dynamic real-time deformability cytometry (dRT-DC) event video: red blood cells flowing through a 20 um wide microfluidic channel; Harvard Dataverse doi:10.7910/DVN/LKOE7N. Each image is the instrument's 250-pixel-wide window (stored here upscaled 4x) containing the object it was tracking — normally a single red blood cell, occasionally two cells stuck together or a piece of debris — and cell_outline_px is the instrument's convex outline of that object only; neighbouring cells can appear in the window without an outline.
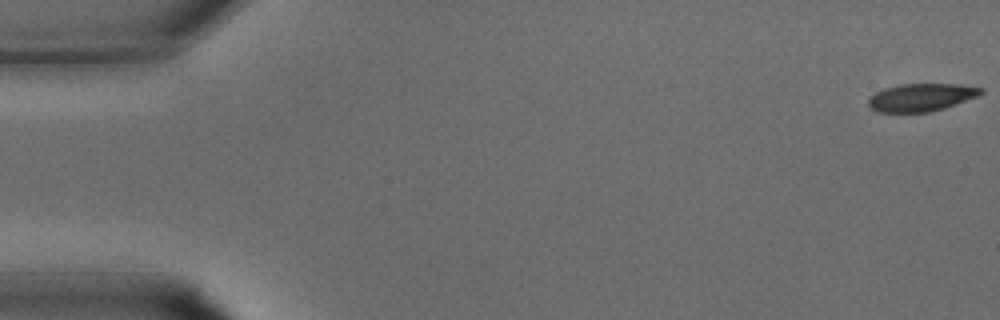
{"species": "common noctule bat (a hibernating species)", "species_latin": "Nyctalus noctula", "temperature_condition": "warm", "stored_images_in_passage": 33, "camera_frame_rate_fps": 3000, "um_per_image_px": 0.085, "animal": {"sex": "male", "body_mass_g": 15.6}, "frame": {"image": 1, "passage_image": 1, "time_ms": 0.0, "image_size_px": [1000, 320], "cell_outline_px": [[984, 92], [980, 96], [932, 112], [876, 112], [868, 108], [868, 100], [876, 92], [884, 88], [900, 84], [956, 84], [984, 88]], "centroid_in_image_um": [78.31, 8.28], "position_along_channel_um": 6.7, "area_um2": 18.38}}
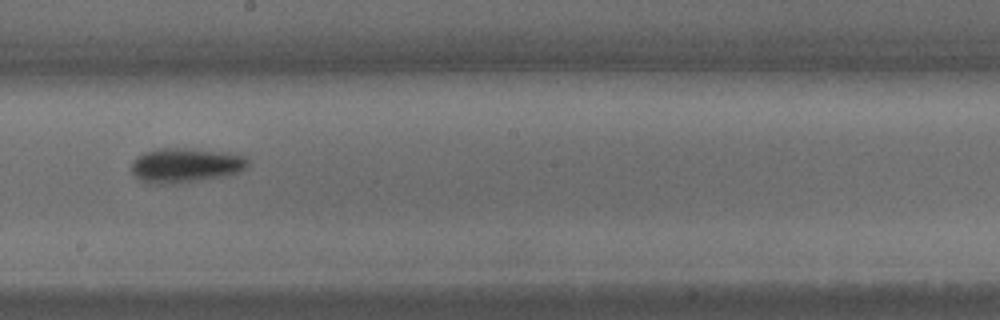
{"frame": {"image": 2, "passage_image": 19, "time_ms": 6.0, "image_size_px": [1000, 320], "cell_outline_px": [[248, 164], [240, 172], [224, 176], [180, 184], [148, 184], [140, 180], [132, 172], [132, 160], [136, 156], [144, 152], [156, 148], [192, 148], [228, 152], [244, 156], [248, 160]], "centroid_in_image_um": [15.74, 14.05], "position_along_channel_um": 232.5, "area_um2": 23.93}}
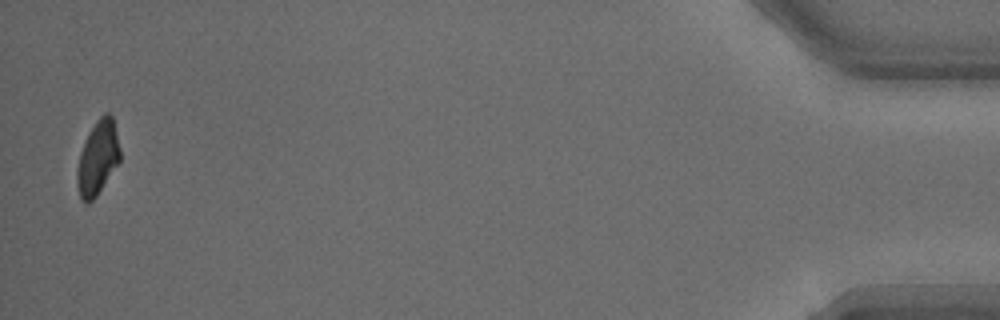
{"frame": {"image": 3, "passage_image": 33, "time_ms": 10.667, "image_size_px": [1000, 320], "cell_outline_px": [[120, 160], [96, 196], [88, 204], [84, 204], [80, 200], [76, 184], [76, 172], [80, 152], [88, 132], [96, 120], [104, 112], [108, 112], [112, 116], [120, 148]], "centroid_in_image_um": [8.28, 13.43], "position_along_channel_um": 426.9, "area_um2": 18.67}}